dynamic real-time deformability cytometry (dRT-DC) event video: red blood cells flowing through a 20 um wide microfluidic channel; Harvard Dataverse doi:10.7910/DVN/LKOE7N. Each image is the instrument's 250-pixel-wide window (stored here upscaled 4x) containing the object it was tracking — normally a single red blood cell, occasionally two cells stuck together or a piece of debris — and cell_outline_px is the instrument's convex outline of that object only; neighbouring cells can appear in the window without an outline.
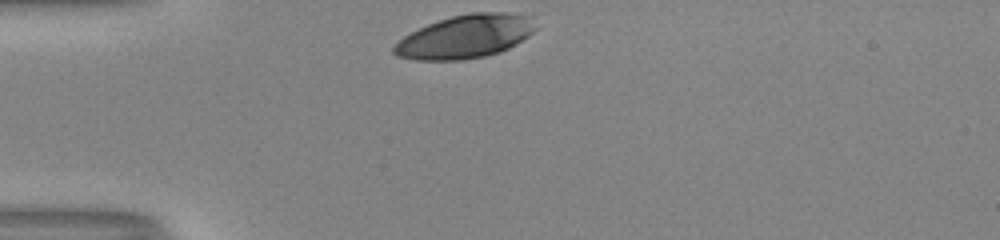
{"species": "human", "species_latin": "Homo sapiens", "temperature_condition": "room temperature", "stored_images_in_passage": 29, "camera_frame_rate_fps": 3000, "um_per_image_px": 0.085, "donor": {"sex": "male"}, "frame": {"image": 1, "passage_image": 1, "time_ms": 0.0, "image_size_px": [1000, 240], "cell_outline_px": [[536, 28], [528, 36], [508, 48], [500, 52], [484, 56], [460, 60], [416, 60], [396, 56], [392, 52], [392, 48], [404, 36], [428, 24], [452, 16], [472, 12], [508, 12], [528, 16]], "centroid_in_image_um": [39.53, 3.11], "position_along_channel_um": 45.5, "area_um2": 35.37}}
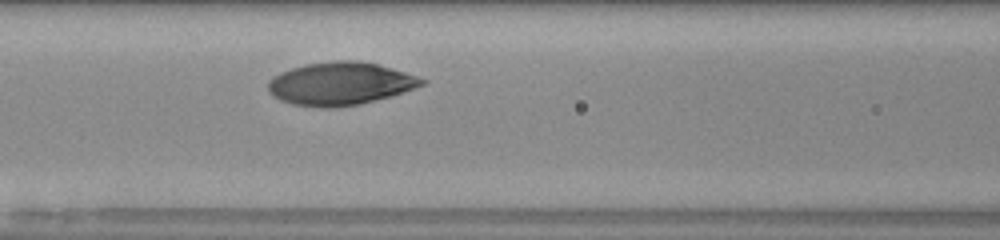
{"frame": {"image": 2, "passage_image": 10, "time_ms": 3.0, "image_size_px": [1000, 240], "cell_outline_px": [[428, 80], [424, 84], [392, 96], [360, 104], [336, 108], [320, 108], [292, 104], [280, 100], [272, 96], [268, 92], [268, 80], [280, 72], [304, 64], [332, 60], [352, 60], [376, 64], [392, 68]], "centroid_in_image_um": [28.88, 7.12], "position_along_channel_um": 137.7, "area_um2": 38.61}}
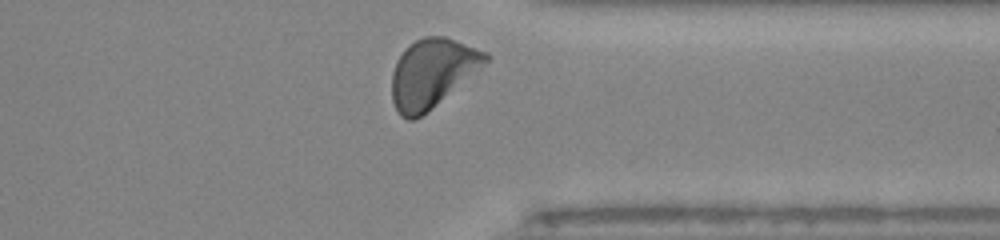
{"frame": {"image": 3, "passage_image": 28, "time_ms": 9.0, "image_size_px": [1000, 240], "cell_outline_px": [[492, 56], [488, 60], [428, 112], [412, 120], [408, 120], [400, 116], [392, 100], [392, 72], [396, 60], [404, 48], [408, 44], [424, 36], [444, 36], [488, 52]], "centroid_in_image_um": [36.69, 6.2], "position_along_channel_um": 374.7, "area_um2": 37.17}, "authors_computed_cell_mechanics": {"area_um2": 37.6278, "velocity_mm_per_s": 3.9826, "shape_relaxation_time_tau1_ms": 1.9687, "shape_relaxation_time_tau2_ms": 2.894, "deformation_change_tau1": 0.1258, "deformation_change_tau2": 0.0515}}